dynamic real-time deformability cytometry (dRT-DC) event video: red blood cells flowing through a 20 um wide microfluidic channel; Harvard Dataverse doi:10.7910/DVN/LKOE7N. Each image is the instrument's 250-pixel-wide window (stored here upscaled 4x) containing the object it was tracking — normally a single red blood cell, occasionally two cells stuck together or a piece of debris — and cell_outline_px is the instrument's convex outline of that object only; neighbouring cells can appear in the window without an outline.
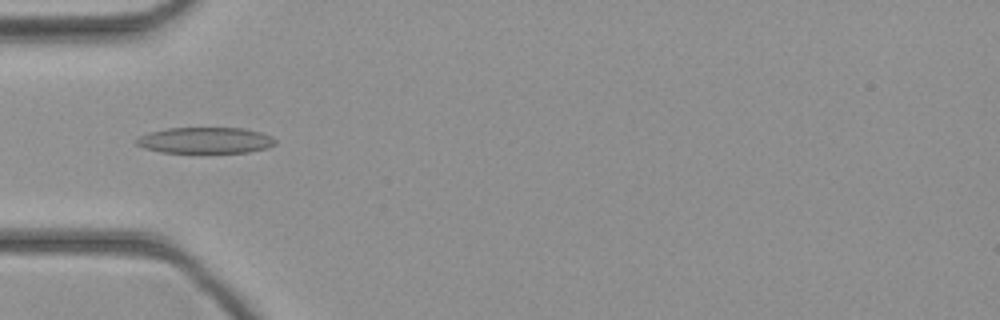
{"species": "common noctule bat (a hibernating species)", "species_latin": "Nyctalus noctula", "temperature_condition": "cold", "stored_images_in_passage": 33, "camera_frame_rate_fps": 3000, "um_per_image_px": 0.085, "animal": {"sex": "female", "body_mass_g": 21.9}, "frame": {"image": 1, "passage_image": 9, "time_ms": 2.667, "image_size_px": [1000, 320], "cell_outline_px": [[276, 144], [268, 148], [248, 152], [160, 152], [144, 148], [136, 144], [136, 140], [140, 136], [148, 132], [168, 128], [244, 128], [260, 132], [272, 136], [276, 140]], "centroid_in_image_um": [17.47, 11.92], "position_along_channel_um": 67.5, "area_um2": 21.1}}
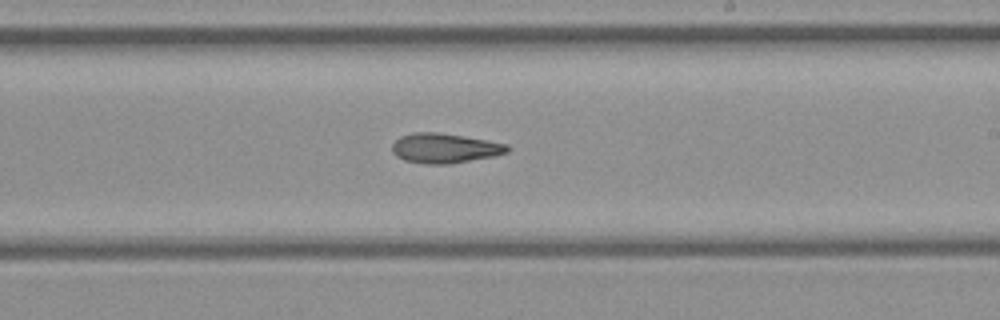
{"frame": {"image": 2, "passage_image": 21, "time_ms": 6.667, "image_size_px": [1000, 320], "cell_outline_px": [[508, 152], [496, 156], [452, 164], [424, 164], [404, 160], [396, 156], [392, 152], [392, 144], [400, 136], [412, 132], [440, 132], [464, 136], [508, 144]], "centroid_in_image_um": [37.79, 12.6], "position_along_channel_um": 251.2, "area_um2": 20.23}}
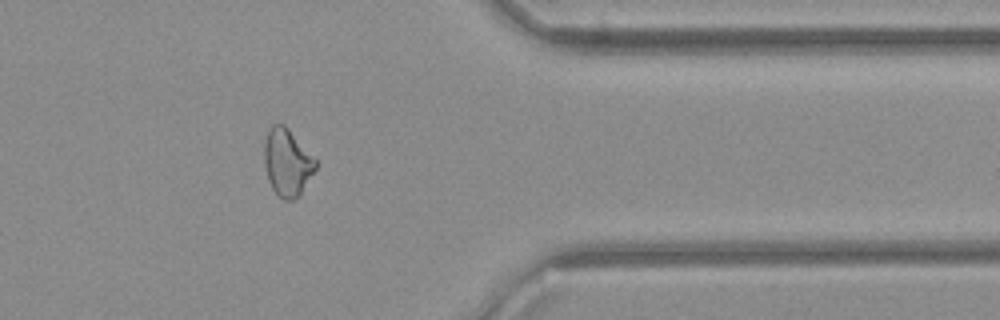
{"frame": {"image": 3, "passage_image": 31, "time_ms": 10.0, "image_size_px": [1000, 320], "cell_outline_px": [[316, 168], [300, 196], [292, 200], [284, 200], [276, 196], [268, 180], [264, 164], [264, 140], [272, 124], [284, 124], [288, 128], [316, 160]], "centroid_in_image_um": [24.39, 13.84], "position_along_channel_um": 387.0, "area_um2": 20.17}}